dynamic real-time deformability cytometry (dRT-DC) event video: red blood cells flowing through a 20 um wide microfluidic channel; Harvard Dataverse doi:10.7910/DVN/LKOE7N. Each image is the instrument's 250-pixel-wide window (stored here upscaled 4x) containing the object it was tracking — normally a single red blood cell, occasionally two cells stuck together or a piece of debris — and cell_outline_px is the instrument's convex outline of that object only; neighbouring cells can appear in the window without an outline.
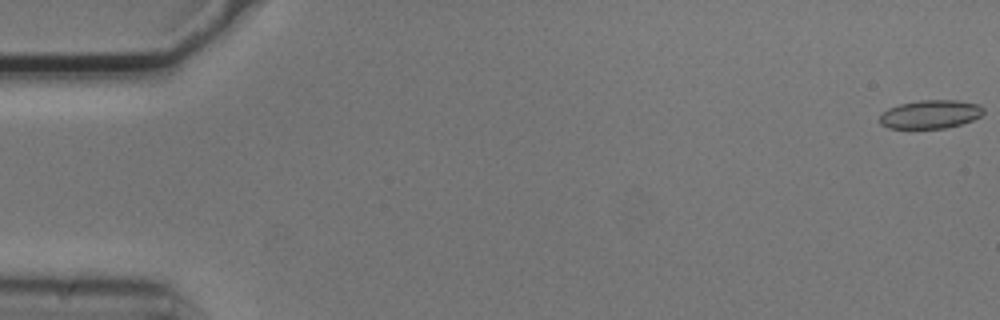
{"species": "common noctule bat (a hibernating species)", "species_latin": "Nyctalus noctula", "temperature_condition": "cold", "stored_images_in_passage": 55, "camera_frame_rate_fps": 3000, "um_per_image_px": 0.085, "animal": {"sex": "male", "body_mass_g": 20.5, "forearm_length_mm": 52.5}, "frame": {"image": 1, "passage_image": 1, "time_ms": 0.0, "image_size_px": [1000, 320], "cell_outline_px": [[984, 112], [980, 116], [972, 120], [960, 124], [944, 128], [888, 128], [880, 124], [880, 112], [888, 108], [900, 104], [920, 100], [956, 100], [980, 104], [984, 108]], "centroid_in_image_um": [79.07, 9.7], "position_along_channel_um": 5.9, "area_um2": 17.28}}
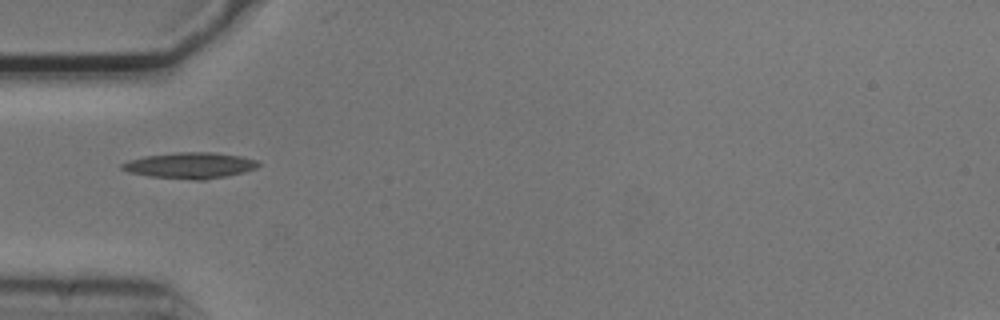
{"frame": {"image": 2, "passage_image": 18, "time_ms": 5.667, "image_size_px": [1000, 320], "cell_outline_px": [[260, 164], [256, 168], [244, 172], [204, 180], [196, 180], [148, 176], [128, 172], [120, 168], [120, 164], [128, 160], [144, 156], [176, 152], [212, 152], [240, 156], [256, 160]], "centroid_in_image_um": [16.11, 14.06], "position_along_channel_um": 68.9, "area_um2": 20.63}}
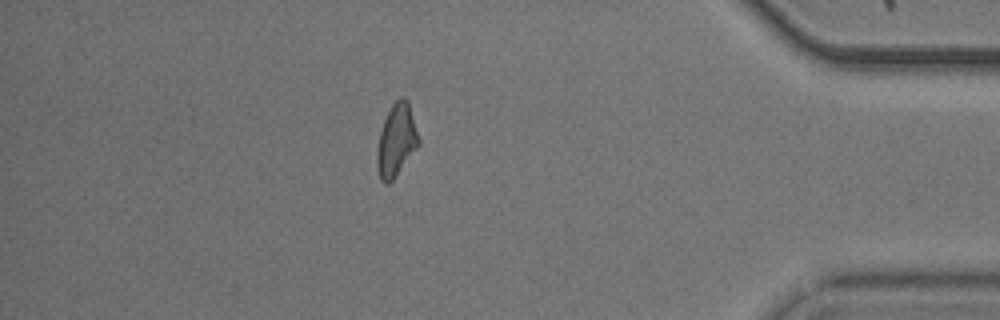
{"frame": {"image": 3, "passage_image": 48, "time_ms": 15.667, "image_size_px": [1000, 320], "cell_outline_px": [[420, 144], [392, 180], [388, 184], [384, 184], [380, 180], [376, 168], [376, 152], [380, 132], [384, 120], [392, 104], [400, 96], [404, 96], [408, 100], [420, 140]], "centroid_in_image_um": [33.68, 11.93], "position_along_channel_um": 401.5, "area_um2": 17.63}}